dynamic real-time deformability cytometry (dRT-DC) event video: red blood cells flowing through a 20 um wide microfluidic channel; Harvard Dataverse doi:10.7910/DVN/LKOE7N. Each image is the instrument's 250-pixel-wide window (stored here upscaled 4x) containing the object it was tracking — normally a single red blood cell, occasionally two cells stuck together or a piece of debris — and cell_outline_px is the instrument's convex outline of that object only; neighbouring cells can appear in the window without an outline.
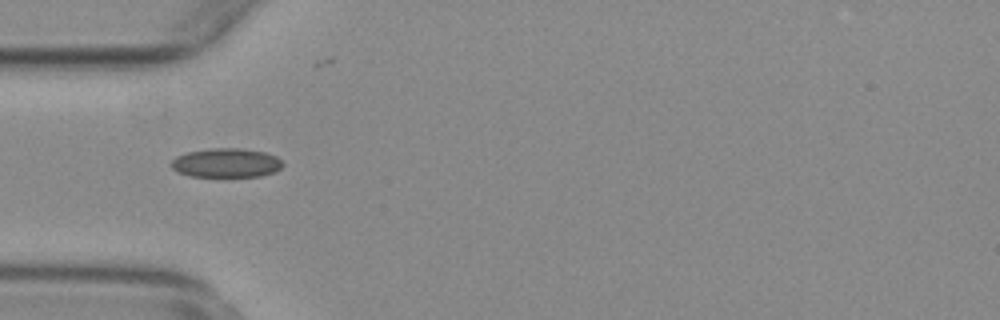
{"species": "common noctule bat (a hibernating species)", "species_latin": "Nyctalus noctula", "temperature_condition": "warm", "stored_images_in_passage": 55, "camera_frame_rate_fps": 3000, "um_per_image_px": 0.085, "animal": {"sex": "female", "body_mass_g": 29.2, "forearm_length_mm": 56.3}, "frame": {"image": 1, "passage_image": 17, "time_ms": 5.333, "image_size_px": [1000, 320], "cell_outline_px": [[284, 164], [276, 172], [260, 176], [192, 176], [176, 172], [172, 168], [172, 160], [176, 156], [188, 152], [212, 148], [240, 148], [264, 152], [276, 156], [284, 160]], "centroid_in_image_um": [19.27, 13.84], "position_along_channel_um": 65.7, "area_um2": 18.96}}
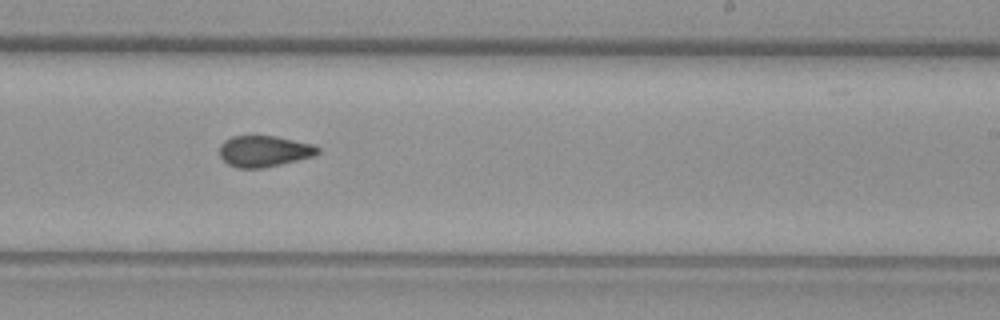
{"frame": {"image": 2, "passage_image": 33, "time_ms": 10.667, "image_size_px": [1000, 320], "cell_outline_px": [[320, 152], [316, 156], [264, 168], [236, 168], [228, 164], [220, 156], [220, 144], [224, 140], [232, 136], [276, 136], [312, 144], [320, 148]], "centroid_in_image_um": [22.47, 12.86], "position_along_channel_um": 266.5, "area_um2": 17.98}}
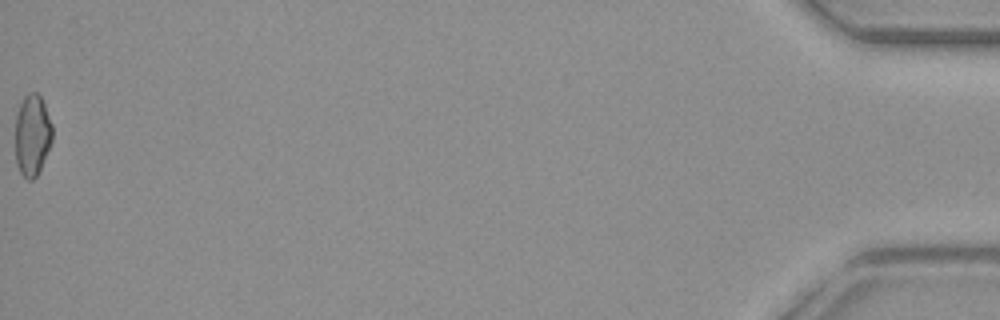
{"frame": {"image": 3, "passage_image": 55, "time_ms": 18.0, "image_size_px": [1000, 320], "cell_outline_px": [[52, 140], [40, 168], [36, 176], [32, 180], [28, 180], [20, 172], [16, 164], [16, 116], [20, 104], [24, 96], [28, 92], [36, 92], [40, 96], [44, 104], [52, 124]], "centroid_in_image_um": [2.74, 11.47], "position_along_channel_um": 432.5, "area_um2": 17.4}, "authors_computed_cell_mechanics": {"area_um2": 17.9758, "velocity_mm_per_s": 3.767, "shape_relaxation_time_tau1_ms": null, "shape_relaxation_time_tau2_ms": 3.9371, "deformation_change_tau1": null, "deformation_change_tau2": 0.0762}}